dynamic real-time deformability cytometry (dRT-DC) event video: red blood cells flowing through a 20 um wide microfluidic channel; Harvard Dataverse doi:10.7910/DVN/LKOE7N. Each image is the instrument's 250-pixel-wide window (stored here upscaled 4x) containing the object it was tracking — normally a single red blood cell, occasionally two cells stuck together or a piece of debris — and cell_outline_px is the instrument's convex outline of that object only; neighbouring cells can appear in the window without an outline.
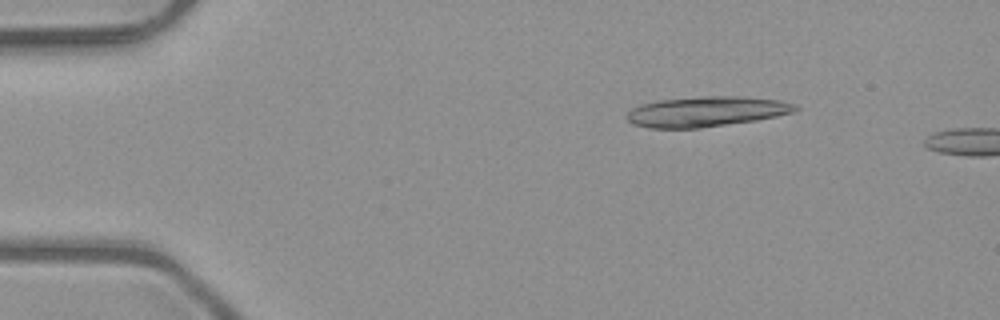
{"species": "common noctule bat (a hibernating species)", "species_latin": "Nyctalus noctula", "temperature_condition": "room temperature", "stored_images_in_passage": 10, "camera_frame_rate_fps": 3000, "um_per_image_px": 0.085, "animal": {"sex": "male", "body_mass_g": 23.1, "forearm_length_mm": 52.7}, "frame": {"image": 1, "passage_image": 7, "time_ms": 2.0, "image_size_px": [1000, 320], "cell_outline_px": [[800, 108], [792, 112], [776, 116], [756, 120], [700, 128], [648, 128], [632, 124], [624, 116], [632, 108], [656, 100], [704, 96], [740, 96], [780, 100], [796, 104]], "centroid_in_image_um": [60.02, 9.48], "position_along_channel_um": 25.0, "area_um2": 29.71}}